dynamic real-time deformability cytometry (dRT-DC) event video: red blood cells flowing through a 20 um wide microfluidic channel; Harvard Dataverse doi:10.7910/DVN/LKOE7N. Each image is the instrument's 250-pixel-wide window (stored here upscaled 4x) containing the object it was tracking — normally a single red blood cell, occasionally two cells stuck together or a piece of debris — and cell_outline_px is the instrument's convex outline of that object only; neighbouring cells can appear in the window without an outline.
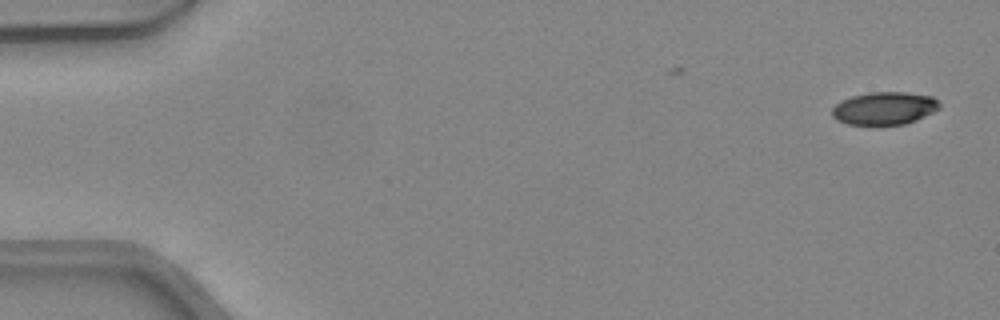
{"species": "common noctule bat (a hibernating species)", "species_latin": "Nyctalus noctula", "temperature_condition": "warm", "stored_images_in_passage": 41, "camera_frame_rate_fps": 3000, "um_per_image_px": 0.085, "animal": {"sex": "female", "body_mass_g": 24.6, "forearm_length_mm": 56.2}, "frame": {"image": 1, "passage_image": 1, "time_ms": 0.0, "image_size_px": [1000, 320], "cell_outline_px": [[940, 108], [916, 120], [904, 124], [848, 124], [836, 120], [832, 116], [832, 108], [836, 104], [852, 96], [868, 92], [904, 92], [932, 96], [940, 104]], "centroid_in_image_um": [75.16, 9.2], "position_along_channel_um": 9.8, "area_um2": 20.29}}
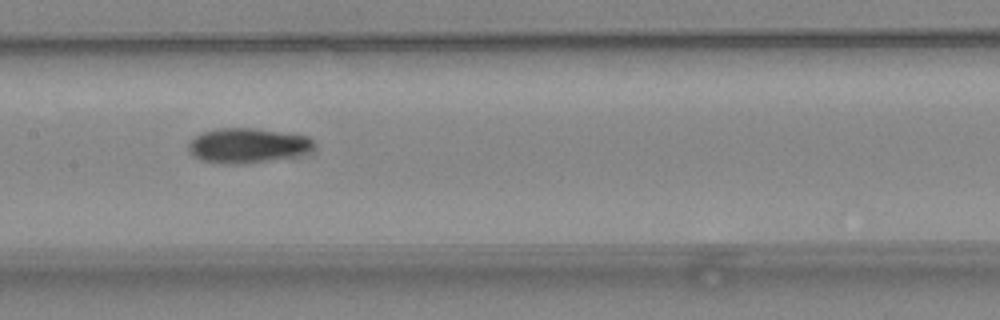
{"frame": {"image": 2, "passage_image": 23, "time_ms": 7.333, "image_size_px": [1000, 320], "cell_outline_px": [[312, 148], [308, 152], [296, 156], [240, 164], [224, 164], [200, 160], [192, 156], [188, 152], [188, 144], [196, 136], [204, 132], [216, 128], [252, 128], [308, 136], [312, 140]], "centroid_in_image_um": [20.98, 12.38], "position_along_channel_um": 186.4, "area_um2": 25.26}}
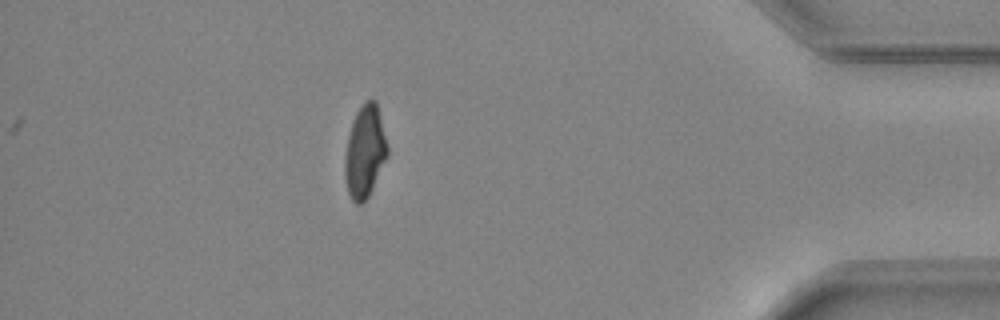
{"frame": {"image": 3, "passage_image": 41, "time_ms": 13.333, "image_size_px": [1000, 320], "cell_outline_px": [[388, 156], [364, 204], [356, 204], [352, 200], [348, 192], [344, 172], [344, 156], [348, 136], [356, 112], [364, 100], [376, 100], [388, 144]], "centroid_in_image_um": [31.02, 12.89], "position_along_channel_um": 404.2, "area_um2": 23.0}, "authors_computed_cell_mechanics": {"area_um2": 23.5824, "velocity_mm_per_s": 4.3899, "shape_relaxation_time_tau1_ms": 6.6794, "shape_relaxation_time_tau2_ms": 4.4011, "deformation_change_tau1": 0.2094, "deformation_change_tau2": 0.105}}